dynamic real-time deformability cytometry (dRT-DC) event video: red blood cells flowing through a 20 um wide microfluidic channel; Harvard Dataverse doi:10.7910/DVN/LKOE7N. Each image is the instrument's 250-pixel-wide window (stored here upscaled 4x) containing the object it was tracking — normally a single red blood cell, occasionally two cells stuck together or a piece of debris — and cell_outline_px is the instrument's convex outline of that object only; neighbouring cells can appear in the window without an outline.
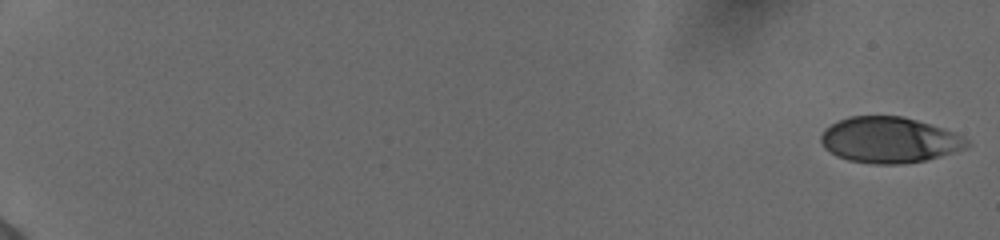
{"species": "human", "species_latin": "Homo sapiens", "temperature_condition": "cold", "stored_images_in_passage": 13, "camera_frame_rate_fps": 3000, "um_per_image_px": 0.085, "donor": {"sex": "female"}, "frame": {"image": 1, "passage_image": 1, "time_ms": 0.0, "image_size_px": [1000, 240], "cell_outline_px": [[972, 144], [968, 148], [940, 156], [924, 160], [904, 164], [872, 164], [848, 160], [836, 156], [824, 148], [820, 140], [820, 136], [832, 124], [848, 116], [904, 116], [964, 136]], "centroid_in_image_um": [75.6, 11.91], "position_along_channel_um": 9.4, "area_um2": 38.9}}
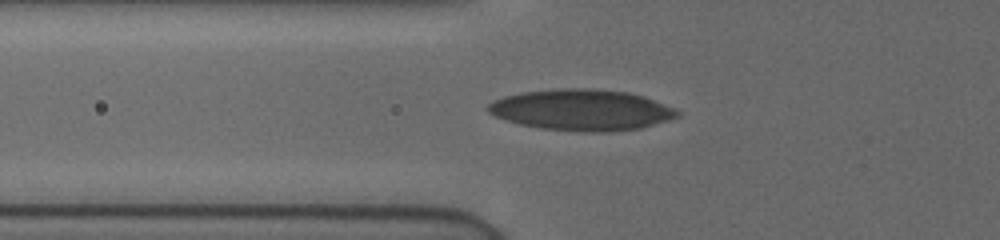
{"frame": {"image": 2, "passage_image": 11, "time_ms": 3.333, "image_size_px": [1000, 240], "cell_outline_px": [[680, 116], [668, 120], [640, 128], [608, 132], [584, 132], [540, 128], [520, 124], [504, 120], [488, 112], [484, 108], [492, 100], [504, 96], [520, 92], [560, 88], [588, 88], [628, 92], [644, 96], [676, 108], [680, 112]], "centroid_in_image_um": [49.42, 9.34], "position_along_channel_um": 76.4, "area_um2": 45.66}}
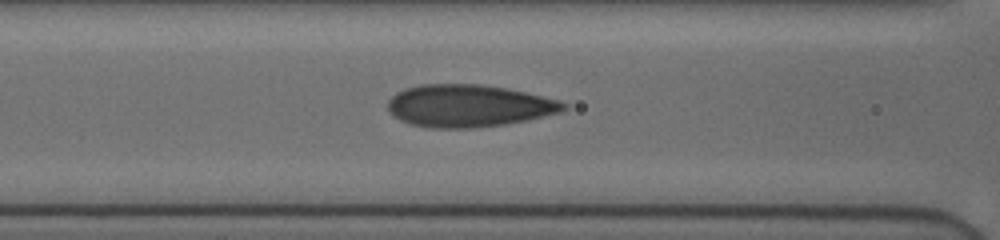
{"frame": {"image": 3, "passage_image": 13, "time_ms": 4.0, "image_size_px": [1000, 240], "cell_outline_px": [[568, 108], [560, 112], [528, 120], [504, 124], [472, 128], [428, 128], [408, 124], [392, 116], [388, 112], [388, 100], [396, 92], [404, 88], [420, 84], [480, 84], [508, 88], [560, 100], [568, 104]], "centroid_in_image_um": [39.81, 8.99], "position_along_channel_um": 126.8, "area_um2": 43.81}}